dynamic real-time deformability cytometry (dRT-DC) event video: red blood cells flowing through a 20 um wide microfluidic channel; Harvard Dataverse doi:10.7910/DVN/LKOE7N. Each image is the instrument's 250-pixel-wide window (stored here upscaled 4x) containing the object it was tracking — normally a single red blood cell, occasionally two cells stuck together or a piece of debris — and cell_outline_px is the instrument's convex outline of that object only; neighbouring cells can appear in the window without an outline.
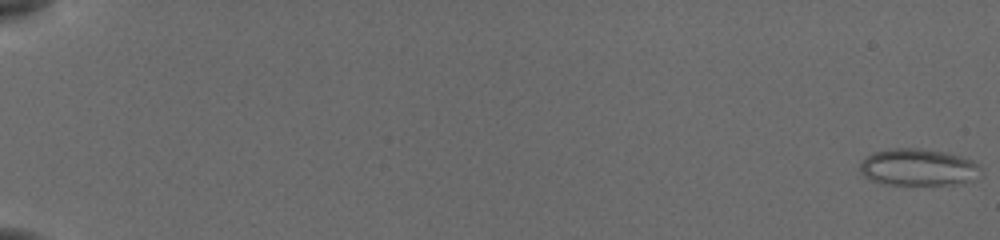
{"species": "common noctule bat (a hibernating species)", "species_latin": "Nyctalus noctula", "temperature_condition": "cold", "stored_images_in_passage": 54, "camera_frame_rate_fps": 3000, "um_per_image_px": 0.085, "animal": {"sex": "female", "body_mass_g": 19.5, "forearm_length_mm": 54.1}, "frame": {"image": 1, "passage_image": 1, "time_ms": 0.0, "image_size_px": [1000, 240], "cell_outline_px": [[980, 168], [972, 180], [952, 184], [884, 184], [868, 180], [860, 172], [860, 160], [872, 152], [892, 148], [920, 148], [944, 152], [960, 156], [972, 160]], "centroid_in_image_um": [77.94, 14.2], "position_along_channel_um": 7.1, "area_um2": 25.84}}
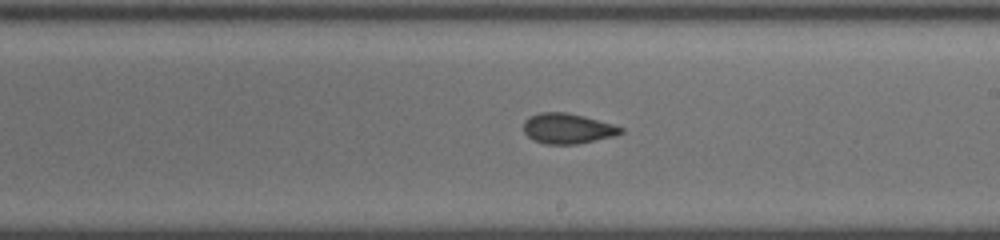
{"frame": {"image": 2, "passage_image": 35, "time_ms": 11.333, "image_size_px": [1000, 240], "cell_outline_px": [[624, 132], [616, 136], [576, 144], [544, 144], [532, 140], [524, 132], [524, 120], [528, 116], [540, 112], [564, 112], [584, 116], [612, 124], [624, 128]], "centroid_in_image_um": [48.23, 10.92], "position_along_channel_um": 240.8, "area_um2": 17.28}}
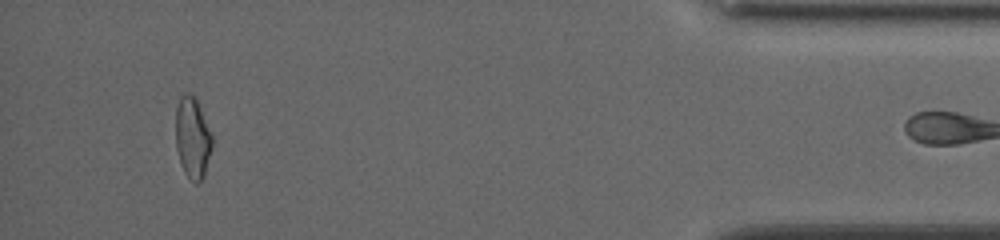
{"frame": {"image": 3, "passage_image": 53, "time_ms": 17.333, "image_size_px": [1000, 240], "cell_outline_px": [[212, 148], [204, 176], [196, 184], [184, 172], [180, 164], [176, 148], [176, 108], [180, 96], [184, 92], [188, 92], [196, 96], [212, 136]], "centroid_in_image_um": [16.36, 11.67], "position_along_channel_um": 418.8, "area_um2": 17.4}}